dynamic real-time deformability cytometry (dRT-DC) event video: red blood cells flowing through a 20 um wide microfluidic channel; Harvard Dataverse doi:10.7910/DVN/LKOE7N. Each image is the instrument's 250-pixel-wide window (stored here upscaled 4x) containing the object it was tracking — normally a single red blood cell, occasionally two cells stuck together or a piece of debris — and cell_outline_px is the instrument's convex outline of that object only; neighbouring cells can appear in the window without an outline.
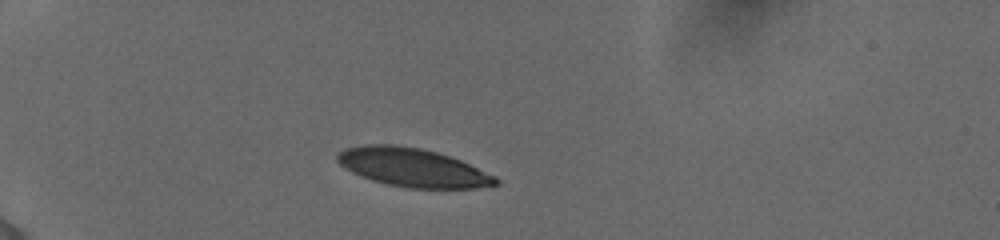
{"species": "human", "species_latin": "Homo sapiens", "temperature_condition": "cold", "stored_images_in_passage": 20, "camera_frame_rate_fps": 3000, "um_per_image_px": 0.085, "donor": {"sex": "female"}, "frame": {"image": 1, "passage_image": 1, "time_ms": 0.0, "image_size_px": [1000, 240], "cell_outline_px": [[500, 184], [476, 188], [408, 188], [384, 184], [360, 176], [344, 168], [336, 160], [336, 156], [344, 148], [364, 144], [396, 144], [420, 148], [436, 152], [460, 160], [496, 176], [500, 180]], "centroid_in_image_um": [35.06, 14.24], "position_along_channel_um": 49.9, "area_um2": 35.72}}
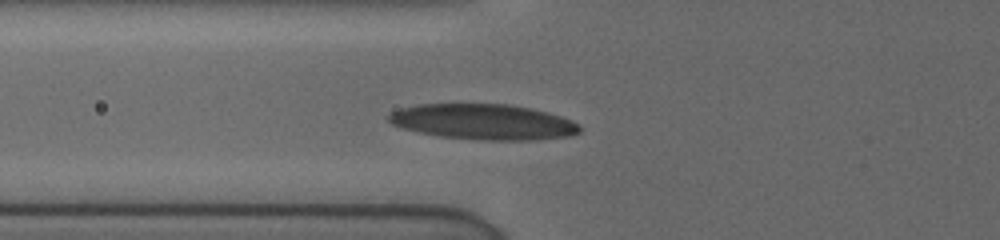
{"frame": {"image": 2, "passage_image": 13, "time_ms": 2.0, "image_size_px": [1000, 240], "cell_outline_px": [[580, 132], [572, 136], [536, 140], [476, 140], [440, 136], [400, 128], [392, 124], [388, 120], [388, 116], [392, 112], [400, 108], [420, 104], [508, 104], [532, 108], [548, 112], [572, 120], [580, 124]], "centroid_in_image_um": [41.12, 10.36], "position_along_channel_um": 84.7, "area_um2": 39.82}}
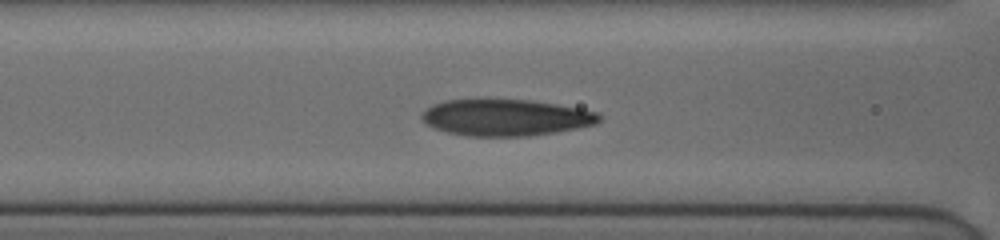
{"frame": {"image": 3, "passage_image": 19, "time_ms": 3.0, "image_size_px": [1000, 240], "cell_outline_px": [[604, 116], [596, 124], [556, 132], [528, 136], [468, 136], [448, 132], [432, 128], [420, 116], [424, 108], [432, 104], [444, 100], [528, 100], [556, 104], [580, 108], [600, 112]], "centroid_in_image_um": [43.01, 9.99], "position_along_channel_um": 123.6, "area_um2": 37.86}}